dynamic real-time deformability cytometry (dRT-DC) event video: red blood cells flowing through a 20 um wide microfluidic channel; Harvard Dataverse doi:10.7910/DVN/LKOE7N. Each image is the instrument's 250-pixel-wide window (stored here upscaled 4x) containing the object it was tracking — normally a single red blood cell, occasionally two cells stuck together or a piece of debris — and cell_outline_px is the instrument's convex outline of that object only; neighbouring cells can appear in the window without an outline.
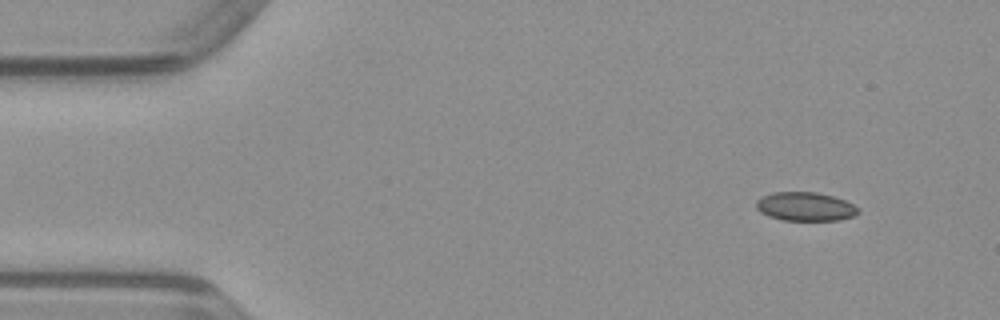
{"species": "common noctule bat (a hibernating species)", "species_latin": "Nyctalus noctula", "temperature_condition": "warm", "stored_images_in_passage": 49, "camera_frame_rate_fps": 3000, "um_per_image_px": 0.085, "animal": {"sex": "male", "body_mass_g": 23.1, "forearm_length_mm": 52.7}, "frame": {"image": 1, "passage_image": 4, "time_ms": 1.0, "image_size_px": [1000, 320], "cell_outline_px": [[860, 212], [852, 216], [840, 220], [780, 220], [768, 216], [760, 212], [756, 208], [756, 200], [772, 192], [816, 192], [832, 196], [844, 200], [860, 208]], "centroid_in_image_um": [68.44, 17.56], "position_along_channel_um": 16.6, "area_um2": 17.11}}
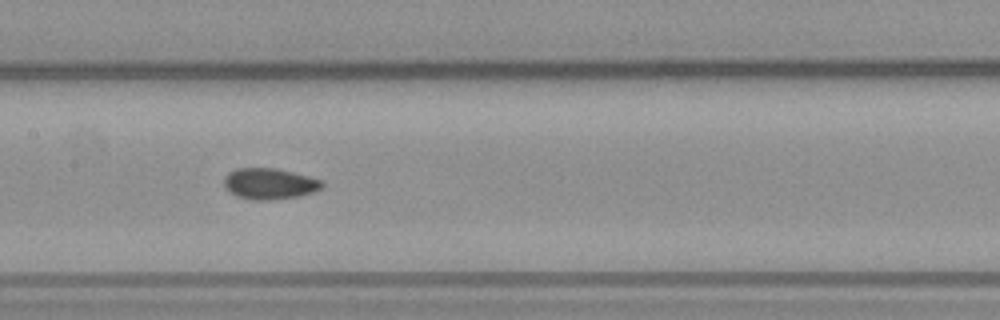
{"frame": {"image": 2, "passage_image": 23, "time_ms": 7.333, "image_size_px": [1000, 320], "cell_outline_px": [[324, 184], [316, 192], [300, 196], [268, 200], [252, 200], [236, 196], [224, 188], [224, 176], [228, 172], [236, 168], [276, 168], [324, 180]], "centroid_in_image_um": [22.9, 15.62], "position_along_channel_um": 184.5, "area_um2": 17.98}}
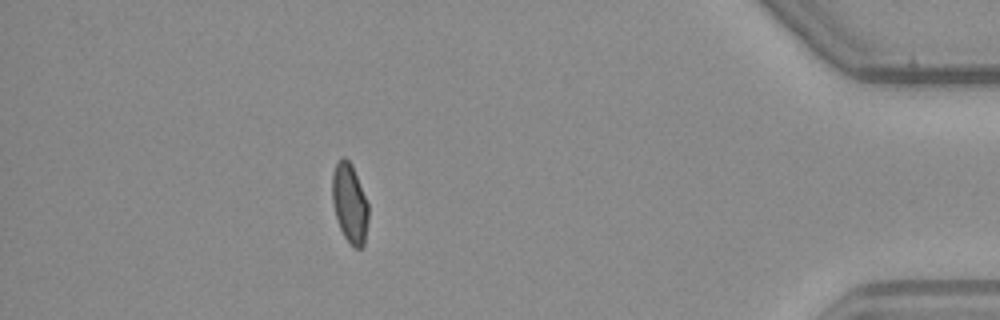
{"frame": {"image": 3, "passage_image": 43, "time_ms": 14.0, "image_size_px": [1000, 320], "cell_outline_px": [[368, 220], [364, 244], [360, 248], [352, 248], [344, 236], [340, 228], [332, 204], [332, 172], [336, 164], [344, 156], [352, 164], [368, 204]], "centroid_in_image_um": [29.72, 17.29], "position_along_channel_um": 405.5, "area_um2": 16.7}}